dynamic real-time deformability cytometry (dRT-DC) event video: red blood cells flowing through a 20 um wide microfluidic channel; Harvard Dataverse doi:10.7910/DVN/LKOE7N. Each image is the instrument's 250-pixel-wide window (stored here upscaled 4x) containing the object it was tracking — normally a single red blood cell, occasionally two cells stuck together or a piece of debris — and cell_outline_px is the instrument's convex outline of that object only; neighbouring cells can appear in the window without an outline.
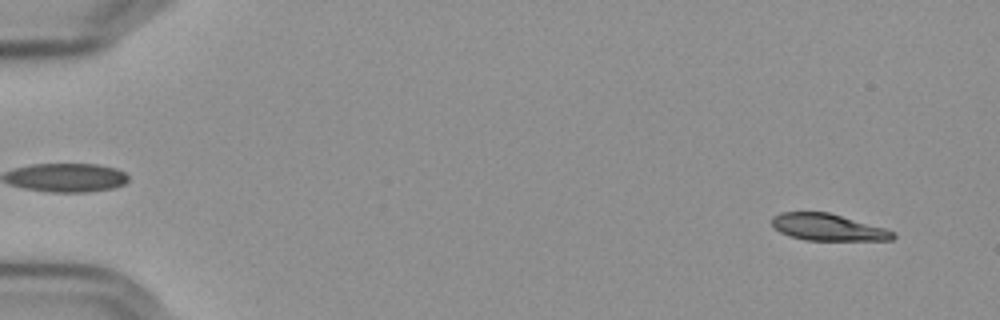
{"species": "Egyptian fruit bat (a non-hibernating species)", "species_latin": "Rousettus aegyptiacus", "temperature_condition": "cold", "stored_images_in_passage": 58, "segment_of_instrument_passage": [1, 2], "camera_frame_rate_fps": 3000, "um_per_image_px": 0.085, "frame": {"image": 1, "passage_image": 4, "time_ms": 1.0, "image_size_px": [1000, 320], "cell_outline_px": [[896, 236], [892, 240], [804, 240], [788, 236], [780, 232], [772, 224], [772, 216], [780, 212], [828, 212], [884, 228], [896, 232]], "centroid_in_image_um": [70.36, 19.32], "position_along_channel_um": 14.6, "area_um2": 18.84}}
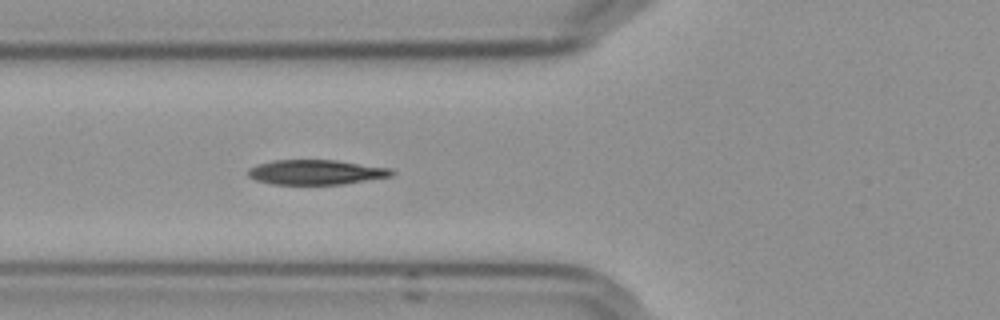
{"frame": {"image": 2, "passage_image": 22, "time_ms": 7.0, "image_size_px": [1000, 320], "cell_outline_px": [[396, 172], [392, 176], [340, 184], [272, 184], [256, 180], [248, 176], [248, 168], [256, 164], [272, 160], [336, 160], [392, 168]], "centroid_in_image_um": [26.85, 14.62], "position_along_channel_um": 98.9, "area_um2": 20.81}}
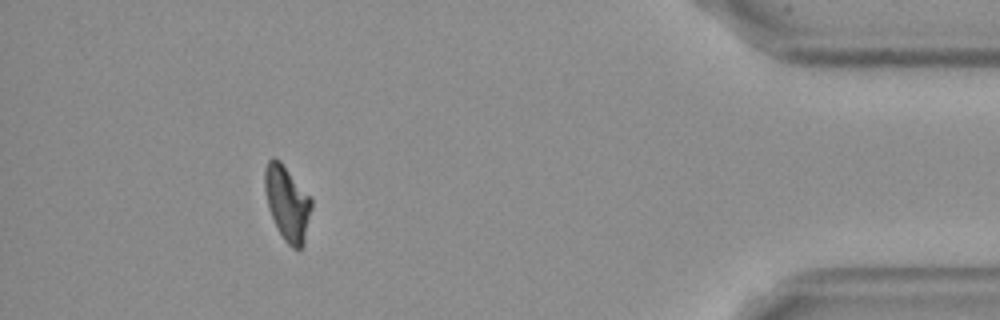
{"frame": {"image": 3, "passage_image": 52, "time_ms": 17.0, "image_size_px": [1000, 320], "cell_outline_px": [[312, 208], [304, 244], [300, 248], [292, 248], [284, 240], [268, 208], [264, 188], [264, 168], [268, 160], [272, 156], [280, 160], [312, 196]], "centroid_in_image_um": [24.43, 17.21], "position_along_channel_um": 410.8, "area_um2": 20.63}}